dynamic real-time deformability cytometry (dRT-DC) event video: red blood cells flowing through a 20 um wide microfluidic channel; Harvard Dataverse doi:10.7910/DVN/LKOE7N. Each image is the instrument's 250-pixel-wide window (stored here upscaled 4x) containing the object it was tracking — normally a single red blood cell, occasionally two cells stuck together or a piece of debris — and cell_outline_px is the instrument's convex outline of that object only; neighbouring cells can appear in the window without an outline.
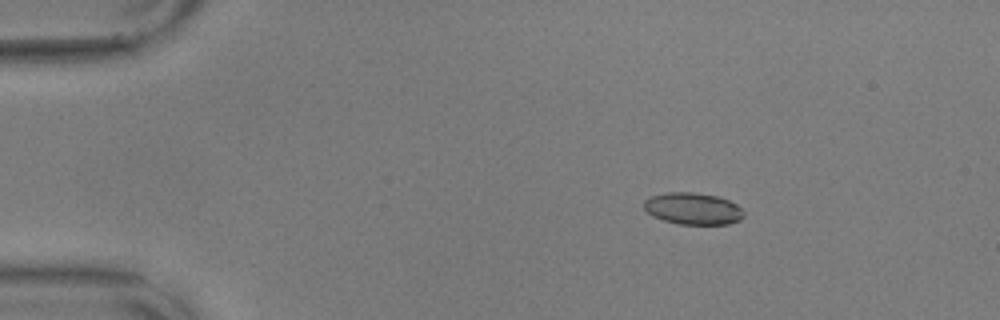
{"species": "common noctule bat (a hibernating species)", "species_latin": "Nyctalus noctula", "temperature_condition": "warm", "stored_images_in_passage": 57, "camera_frame_rate_fps": 3000, "um_per_image_px": 0.085, "animal": {"sex": "male", "body_mass_g": 17.9, "forearm_length_mm": 54.2}, "frame": {"image": 1, "passage_image": 10, "time_ms": 3.0, "image_size_px": [1000, 320], "cell_outline_px": [[744, 216], [740, 220], [728, 224], [676, 224], [652, 216], [644, 208], [644, 200], [652, 196], [668, 192], [692, 192], [720, 196], [736, 204], [744, 212]], "centroid_in_image_um": [58.91, 17.73], "position_along_channel_um": 26.1, "area_um2": 18.55}}
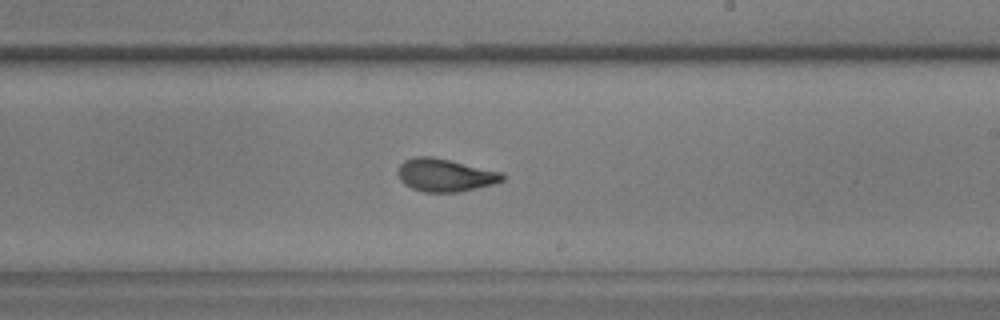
{"frame": {"image": 2, "passage_image": 35, "time_ms": 11.333, "image_size_px": [1000, 320], "cell_outline_px": [[508, 176], [504, 180], [496, 184], [460, 192], [424, 192], [412, 188], [404, 184], [400, 180], [396, 172], [400, 164], [404, 160], [416, 156], [432, 156], [504, 172]], "centroid_in_image_um": [37.87, 14.88], "position_along_channel_um": 251.1, "area_um2": 20.46}}
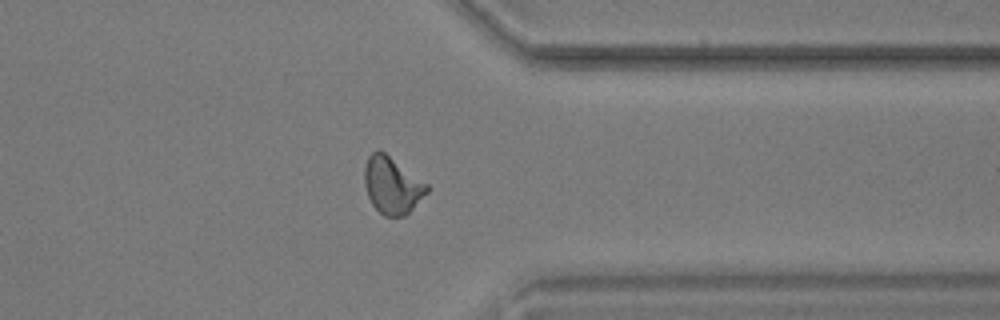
{"frame": {"image": 3, "passage_image": 46, "time_ms": 15.0, "image_size_px": [1000, 320], "cell_outline_px": [[428, 192], [404, 216], [384, 216], [372, 204], [368, 196], [364, 184], [364, 168], [368, 156], [376, 148], [380, 148], [428, 184]], "centroid_in_image_um": [33.31, 15.71], "position_along_channel_um": 378.1, "area_um2": 20.75}, "authors_computed_cell_mechanics": {"area_um2": 19.4786, "velocity_mm_per_s": 3.5766, "shape_relaxation_time_tau1_ms": 3.9913, "shape_relaxation_time_tau2_ms": 1.54, "deformation_change_tau1": 0.1914, "deformation_change_tau2": 0.0839}}